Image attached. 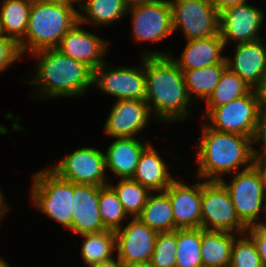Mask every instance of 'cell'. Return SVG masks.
I'll list each match as a JSON object with an SVG mask.
<instances>
[{"mask_svg":"<svg viewBox=\"0 0 266 267\" xmlns=\"http://www.w3.org/2000/svg\"><path fill=\"white\" fill-rule=\"evenodd\" d=\"M146 77V103L155 119L185 120L192 106L183 72L170 55H142Z\"/></svg>","mask_w":266,"mask_h":267,"instance_id":"cell-1","label":"cell"},{"mask_svg":"<svg viewBox=\"0 0 266 267\" xmlns=\"http://www.w3.org/2000/svg\"><path fill=\"white\" fill-rule=\"evenodd\" d=\"M202 126L196 153L198 179L220 181L222 176L240 171L241 166L248 169L254 164L251 137L220 132L206 123Z\"/></svg>","mask_w":266,"mask_h":267,"instance_id":"cell-2","label":"cell"},{"mask_svg":"<svg viewBox=\"0 0 266 267\" xmlns=\"http://www.w3.org/2000/svg\"><path fill=\"white\" fill-rule=\"evenodd\" d=\"M31 56L38 58L37 70L35 77L26 83L37 86L33 93L36 98L82 96L93 85V71L56 48L37 51Z\"/></svg>","mask_w":266,"mask_h":267,"instance_id":"cell-3","label":"cell"},{"mask_svg":"<svg viewBox=\"0 0 266 267\" xmlns=\"http://www.w3.org/2000/svg\"><path fill=\"white\" fill-rule=\"evenodd\" d=\"M79 22L73 4L32 1L25 37L18 43L21 55L57 48L61 38Z\"/></svg>","mask_w":266,"mask_h":267,"instance_id":"cell-4","label":"cell"},{"mask_svg":"<svg viewBox=\"0 0 266 267\" xmlns=\"http://www.w3.org/2000/svg\"><path fill=\"white\" fill-rule=\"evenodd\" d=\"M74 183L59 177L50 168L33 175L31 199L36 209L69 229L73 223Z\"/></svg>","mask_w":266,"mask_h":267,"instance_id":"cell-5","label":"cell"},{"mask_svg":"<svg viewBox=\"0 0 266 267\" xmlns=\"http://www.w3.org/2000/svg\"><path fill=\"white\" fill-rule=\"evenodd\" d=\"M220 182L228 190L240 221L247 228L261 225L259 213L266 210V191L258 167L253 164L248 169L234 173L229 184L224 179Z\"/></svg>","mask_w":266,"mask_h":267,"instance_id":"cell-6","label":"cell"},{"mask_svg":"<svg viewBox=\"0 0 266 267\" xmlns=\"http://www.w3.org/2000/svg\"><path fill=\"white\" fill-rule=\"evenodd\" d=\"M260 106L257 91L252 89L248 94L227 104L207 108L203 116L210 121L206 124L214 130L252 138Z\"/></svg>","mask_w":266,"mask_h":267,"instance_id":"cell-7","label":"cell"},{"mask_svg":"<svg viewBox=\"0 0 266 267\" xmlns=\"http://www.w3.org/2000/svg\"><path fill=\"white\" fill-rule=\"evenodd\" d=\"M201 228L237 235H243L248 229L240 221L230 194L220 181H202Z\"/></svg>","mask_w":266,"mask_h":267,"instance_id":"cell-8","label":"cell"},{"mask_svg":"<svg viewBox=\"0 0 266 267\" xmlns=\"http://www.w3.org/2000/svg\"><path fill=\"white\" fill-rule=\"evenodd\" d=\"M173 31L182 30L187 41L220 34L219 12L211 0H169Z\"/></svg>","mask_w":266,"mask_h":267,"instance_id":"cell-9","label":"cell"},{"mask_svg":"<svg viewBox=\"0 0 266 267\" xmlns=\"http://www.w3.org/2000/svg\"><path fill=\"white\" fill-rule=\"evenodd\" d=\"M59 177L74 184L105 186V154L96 148L81 147L65 156L58 164L49 167Z\"/></svg>","mask_w":266,"mask_h":267,"instance_id":"cell-10","label":"cell"},{"mask_svg":"<svg viewBox=\"0 0 266 267\" xmlns=\"http://www.w3.org/2000/svg\"><path fill=\"white\" fill-rule=\"evenodd\" d=\"M106 61L93 71V85L117 100L146 99L145 66L107 68Z\"/></svg>","mask_w":266,"mask_h":267,"instance_id":"cell-11","label":"cell"},{"mask_svg":"<svg viewBox=\"0 0 266 267\" xmlns=\"http://www.w3.org/2000/svg\"><path fill=\"white\" fill-rule=\"evenodd\" d=\"M128 12L132 16V36L138 43L159 42L174 32L169 0L134 6Z\"/></svg>","mask_w":266,"mask_h":267,"instance_id":"cell-12","label":"cell"},{"mask_svg":"<svg viewBox=\"0 0 266 267\" xmlns=\"http://www.w3.org/2000/svg\"><path fill=\"white\" fill-rule=\"evenodd\" d=\"M115 234L117 257L124 265L149 264L157 232L136 217Z\"/></svg>","mask_w":266,"mask_h":267,"instance_id":"cell-13","label":"cell"},{"mask_svg":"<svg viewBox=\"0 0 266 267\" xmlns=\"http://www.w3.org/2000/svg\"><path fill=\"white\" fill-rule=\"evenodd\" d=\"M264 16L260 8L246 2L220 12V35L225 47L230 39L236 44L262 39L258 34Z\"/></svg>","mask_w":266,"mask_h":267,"instance_id":"cell-14","label":"cell"},{"mask_svg":"<svg viewBox=\"0 0 266 267\" xmlns=\"http://www.w3.org/2000/svg\"><path fill=\"white\" fill-rule=\"evenodd\" d=\"M152 115L145 100H116L103 131L112 138H136Z\"/></svg>","mask_w":266,"mask_h":267,"instance_id":"cell-15","label":"cell"},{"mask_svg":"<svg viewBox=\"0 0 266 267\" xmlns=\"http://www.w3.org/2000/svg\"><path fill=\"white\" fill-rule=\"evenodd\" d=\"M80 22L74 25L62 38L56 48L62 54L82 62L92 71L105 62L109 42L82 29Z\"/></svg>","mask_w":266,"mask_h":267,"instance_id":"cell-16","label":"cell"},{"mask_svg":"<svg viewBox=\"0 0 266 267\" xmlns=\"http://www.w3.org/2000/svg\"><path fill=\"white\" fill-rule=\"evenodd\" d=\"M164 192L171 201L175 230L201 228L202 182L188 185L174 179Z\"/></svg>","mask_w":266,"mask_h":267,"instance_id":"cell-17","label":"cell"},{"mask_svg":"<svg viewBox=\"0 0 266 267\" xmlns=\"http://www.w3.org/2000/svg\"><path fill=\"white\" fill-rule=\"evenodd\" d=\"M232 60L225 56L229 69L256 90L266 75V44L263 39L235 45Z\"/></svg>","mask_w":266,"mask_h":267,"instance_id":"cell-18","label":"cell"},{"mask_svg":"<svg viewBox=\"0 0 266 267\" xmlns=\"http://www.w3.org/2000/svg\"><path fill=\"white\" fill-rule=\"evenodd\" d=\"M100 187L74 184L73 223L69 230L82 235L106 230L99 211Z\"/></svg>","mask_w":266,"mask_h":267,"instance_id":"cell-19","label":"cell"},{"mask_svg":"<svg viewBox=\"0 0 266 267\" xmlns=\"http://www.w3.org/2000/svg\"><path fill=\"white\" fill-rule=\"evenodd\" d=\"M225 45L221 35H215L204 39L187 41V44L180 56L174 58L170 52L145 51L144 55H170L181 70L198 69L221 63L225 56L222 55Z\"/></svg>","mask_w":266,"mask_h":267,"instance_id":"cell-20","label":"cell"},{"mask_svg":"<svg viewBox=\"0 0 266 267\" xmlns=\"http://www.w3.org/2000/svg\"><path fill=\"white\" fill-rule=\"evenodd\" d=\"M136 138H114L105 151L106 169L120 179L132 178L142 152L151 144ZM142 140V142L140 141Z\"/></svg>","mask_w":266,"mask_h":267,"instance_id":"cell-21","label":"cell"},{"mask_svg":"<svg viewBox=\"0 0 266 267\" xmlns=\"http://www.w3.org/2000/svg\"><path fill=\"white\" fill-rule=\"evenodd\" d=\"M167 168L166 162L150 144L142 152L132 179L151 192H164L174 180Z\"/></svg>","mask_w":266,"mask_h":267,"instance_id":"cell-22","label":"cell"},{"mask_svg":"<svg viewBox=\"0 0 266 267\" xmlns=\"http://www.w3.org/2000/svg\"><path fill=\"white\" fill-rule=\"evenodd\" d=\"M236 233L201 228V259L203 267H229Z\"/></svg>","mask_w":266,"mask_h":267,"instance_id":"cell-23","label":"cell"},{"mask_svg":"<svg viewBox=\"0 0 266 267\" xmlns=\"http://www.w3.org/2000/svg\"><path fill=\"white\" fill-rule=\"evenodd\" d=\"M79 22L91 23L95 27L110 25L128 13L123 0H78ZM81 2H83L81 4ZM83 13H81V12Z\"/></svg>","mask_w":266,"mask_h":267,"instance_id":"cell-24","label":"cell"},{"mask_svg":"<svg viewBox=\"0 0 266 267\" xmlns=\"http://www.w3.org/2000/svg\"><path fill=\"white\" fill-rule=\"evenodd\" d=\"M151 193L137 217L157 233L175 231L171 201L165 192Z\"/></svg>","mask_w":266,"mask_h":267,"instance_id":"cell-25","label":"cell"},{"mask_svg":"<svg viewBox=\"0 0 266 267\" xmlns=\"http://www.w3.org/2000/svg\"><path fill=\"white\" fill-rule=\"evenodd\" d=\"M0 4L3 33L18 44L26 34L32 0H4Z\"/></svg>","mask_w":266,"mask_h":267,"instance_id":"cell-26","label":"cell"},{"mask_svg":"<svg viewBox=\"0 0 266 267\" xmlns=\"http://www.w3.org/2000/svg\"><path fill=\"white\" fill-rule=\"evenodd\" d=\"M227 67L226 60L211 66L198 69L181 70L184 75L186 90L189 98L196 96L208 100L219 83L224 69ZM194 94V95H193Z\"/></svg>","mask_w":266,"mask_h":267,"instance_id":"cell-27","label":"cell"},{"mask_svg":"<svg viewBox=\"0 0 266 267\" xmlns=\"http://www.w3.org/2000/svg\"><path fill=\"white\" fill-rule=\"evenodd\" d=\"M81 258L87 267L113 257L116 250V234L113 230L82 234Z\"/></svg>","mask_w":266,"mask_h":267,"instance_id":"cell-28","label":"cell"},{"mask_svg":"<svg viewBox=\"0 0 266 267\" xmlns=\"http://www.w3.org/2000/svg\"><path fill=\"white\" fill-rule=\"evenodd\" d=\"M252 88L235 72L226 67L219 83L206 101L208 108H216L248 94Z\"/></svg>","mask_w":266,"mask_h":267,"instance_id":"cell-29","label":"cell"},{"mask_svg":"<svg viewBox=\"0 0 266 267\" xmlns=\"http://www.w3.org/2000/svg\"><path fill=\"white\" fill-rule=\"evenodd\" d=\"M200 251L201 228L177 229L175 267H203Z\"/></svg>","mask_w":266,"mask_h":267,"instance_id":"cell-30","label":"cell"},{"mask_svg":"<svg viewBox=\"0 0 266 267\" xmlns=\"http://www.w3.org/2000/svg\"><path fill=\"white\" fill-rule=\"evenodd\" d=\"M115 191L128 216L138 217L152 193L132 178L120 179L116 185L109 184Z\"/></svg>","mask_w":266,"mask_h":267,"instance_id":"cell-31","label":"cell"},{"mask_svg":"<svg viewBox=\"0 0 266 267\" xmlns=\"http://www.w3.org/2000/svg\"><path fill=\"white\" fill-rule=\"evenodd\" d=\"M99 211L102 223L108 230L117 231L122 227V222L129 217L109 184L100 186Z\"/></svg>","mask_w":266,"mask_h":267,"instance_id":"cell-32","label":"cell"},{"mask_svg":"<svg viewBox=\"0 0 266 267\" xmlns=\"http://www.w3.org/2000/svg\"><path fill=\"white\" fill-rule=\"evenodd\" d=\"M234 239L229 267H263L253 239L244 233Z\"/></svg>","mask_w":266,"mask_h":267,"instance_id":"cell-33","label":"cell"},{"mask_svg":"<svg viewBox=\"0 0 266 267\" xmlns=\"http://www.w3.org/2000/svg\"><path fill=\"white\" fill-rule=\"evenodd\" d=\"M177 250V229L171 232L158 233L150 267H175Z\"/></svg>","mask_w":266,"mask_h":267,"instance_id":"cell-34","label":"cell"},{"mask_svg":"<svg viewBox=\"0 0 266 267\" xmlns=\"http://www.w3.org/2000/svg\"><path fill=\"white\" fill-rule=\"evenodd\" d=\"M22 57L18 44L11 38H0V73Z\"/></svg>","mask_w":266,"mask_h":267,"instance_id":"cell-35","label":"cell"},{"mask_svg":"<svg viewBox=\"0 0 266 267\" xmlns=\"http://www.w3.org/2000/svg\"><path fill=\"white\" fill-rule=\"evenodd\" d=\"M251 142L252 145L261 142L263 144L262 151H258L252 146V154L254 159L266 157V106L261 105L259 108L255 131L251 138Z\"/></svg>","mask_w":266,"mask_h":267,"instance_id":"cell-36","label":"cell"},{"mask_svg":"<svg viewBox=\"0 0 266 267\" xmlns=\"http://www.w3.org/2000/svg\"><path fill=\"white\" fill-rule=\"evenodd\" d=\"M246 233L256 244L263 267H266V230L260 225L249 227Z\"/></svg>","mask_w":266,"mask_h":267,"instance_id":"cell-37","label":"cell"},{"mask_svg":"<svg viewBox=\"0 0 266 267\" xmlns=\"http://www.w3.org/2000/svg\"><path fill=\"white\" fill-rule=\"evenodd\" d=\"M247 1L248 0H211L214 7L219 13L226 10L227 8L242 4Z\"/></svg>","mask_w":266,"mask_h":267,"instance_id":"cell-38","label":"cell"},{"mask_svg":"<svg viewBox=\"0 0 266 267\" xmlns=\"http://www.w3.org/2000/svg\"><path fill=\"white\" fill-rule=\"evenodd\" d=\"M90 267H124L123 262L117 257L115 259L114 257L104 260L98 264L92 265Z\"/></svg>","mask_w":266,"mask_h":267,"instance_id":"cell-39","label":"cell"},{"mask_svg":"<svg viewBox=\"0 0 266 267\" xmlns=\"http://www.w3.org/2000/svg\"><path fill=\"white\" fill-rule=\"evenodd\" d=\"M256 91L260 100V105L266 106V75Z\"/></svg>","mask_w":266,"mask_h":267,"instance_id":"cell-40","label":"cell"},{"mask_svg":"<svg viewBox=\"0 0 266 267\" xmlns=\"http://www.w3.org/2000/svg\"><path fill=\"white\" fill-rule=\"evenodd\" d=\"M254 164L261 171L263 181H264L265 191H266V157L254 159Z\"/></svg>","mask_w":266,"mask_h":267,"instance_id":"cell-41","label":"cell"},{"mask_svg":"<svg viewBox=\"0 0 266 267\" xmlns=\"http://www.w3.org/2000/svg\"><path fill=\"white\" fill-rule=\"evenodd\" d=\"M155 1H158V0H123L125 6L128 9L134 6H139V5H143V4L151 3Z\"/></svg>","mask_w":266,"mask_h":267,"instance_id":"cell-42","label":"cell"},{"mask_svg":"<svg viewBox=\"0 0 266 267\" xmlns=\"http://www.w3.org/2000/svg\"><path fill=\"white\" fill-rule=\"evenodd\" d=\"M40 3H48V4H74L79 3L78 0H32Z\"/></svg>","mask_w":266,"mask_h":267,"instance_id":"cell-43","label":"cell"},{"mask_svg":"<svg viewBox=\"0 0 266 267\" xmlns=\"http://www.w3.org/2000/svg\"><path fill=\"white\" fill-rule=\"evenodd\" d=\"M3 195L4 194L1 192V189H0V220L3 219L6 211H8L10 209V207H8V205L6 204V201L4 202V196Z\"/></svg>","mask_w":266,"mask_h":267,"instance_id":"cell-44","label":"cell"},{"mask_svg":"<svg viewBox=\"0 0 266 267\" xmlns=\"http://www.w3.org/2000/svg\"><path fill=\"white\" fill-rule=\"evenodd\" d=\"M124 267H150L149 264H131V265H124Z\"/></svg>","mask_w":266,"mask_h":267,"instance_id":"cell-45","label":"cell"},{"mask_svg":"<svg viewBox=\"0 0 266 267\" xmlns=\"http://www.w3.org/2000/svg\"><path fill=\"white\" fill-rule=\"evenodd\" d=\"M0 267H10V265L0 257Z\"/></svg>","mask_w":266,"mask_h":267,"instance_id":"cell-46","label":"cell"},{"mask_svg":"<svg viewBox=\"0 0 266 267\" xmlns=\"http://www.w3.org/2000/svg\"><path fill=\"white\" fill-rule=\"evenodd\" d=\"M264 214H265L264 217L266 218V210H265V213H264ZM265 220H266V219H264L263 221H261V225H260V226H261L263 229L266 230V221H265Z\"/></svg>","mask_w":266,"mask_h":267,"instance_id":"cell-47","label":"cell"},{"mask_svg":"<svg viewBox=\"0 0 266 267\" xmlns=\"http://www.w3.org/2000/svg\"><path fill=\"white\" fill-rule=\"evenodd\" d=\"M2 37H5V35H4V33H3L2 26H1V24H0V38H2Z\"/></svg>","mask_w":266,"mask_h":267,"instance_id":"cell-48","label":"cell"}]
</instances>
